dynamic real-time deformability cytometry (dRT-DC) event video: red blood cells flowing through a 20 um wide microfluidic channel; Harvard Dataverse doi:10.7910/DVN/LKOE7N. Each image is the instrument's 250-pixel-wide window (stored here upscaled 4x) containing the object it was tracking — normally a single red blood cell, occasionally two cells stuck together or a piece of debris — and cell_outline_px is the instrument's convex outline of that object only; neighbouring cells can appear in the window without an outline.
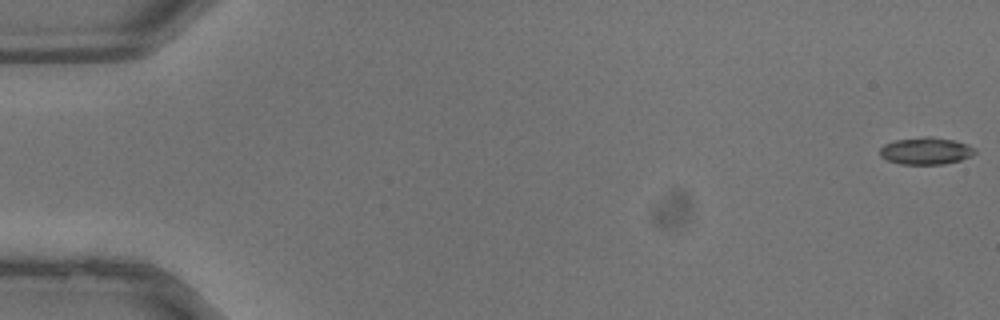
{"species": "common noctule bat (a hibernating species)", "species_latin": "Nyctalus noctula", "temperature_condition": "warm", "stored_images_in_passage": 38, "camera_frame_rate_fps": 3000, "um_per_image_px": 0.085, "animal": {"sex": "male", "body_mass_g": 13.3}, "frame": {"image": 1, "passage_image": 1, "time_ms": 0.0, "image_size_px": [1000, 320], "cell_outline_px": [[976, 152], [972, 156], [960, 160], [944, 164], [900, 164], [888, 160], [880, 156], [880, 148], [884, 144], [896, 140], [924, 136], [932, 136], [952, 140], [968, 144]], "centroid_in_image_um": [78.69, 12.82], "position_along_channel_um": 6.3, "area_um2": 14.97}}
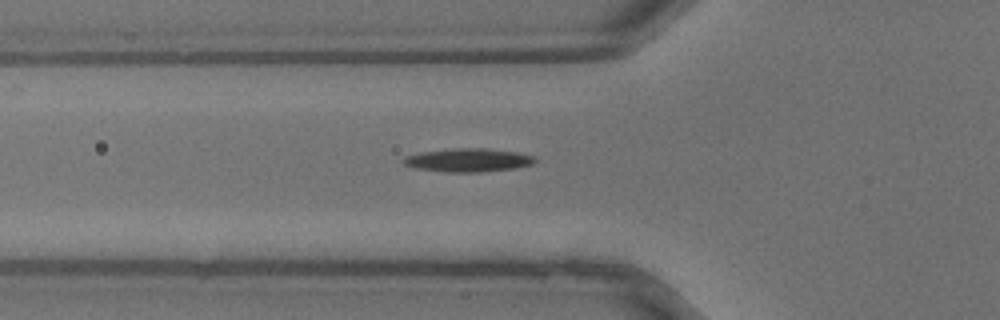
{"frame": {"image": 2, "passage_image": 14, "time_ms": 4.333, "image_size_px": [1000, 320], "cell_outline_px": [[536, 160], [532, 164], [512, 168], [480, 172], [444, 172], [416, 168], [404, 164], [400, 160], [404, 156], [420, 152], [452, 148], [488, 148], [520, 152], [536, 156]], "centroid_in_image_um": [39.78, 13.59], "position_along_channel_um": 86.0, "area_um2": 18.15}}
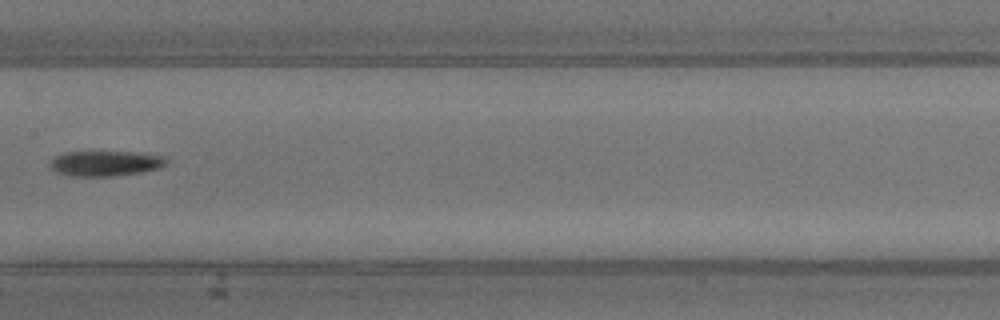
{"frame": {"image": 3, "passage_image": 20, "time_ms": 6.333, "image_size_px": [1000, 320], "cell_outline_px": [[168, 160], [160, 168], [140, 172], [112, 176], [76, 176], [56, 172], [48, 164], [56, 156], [64, 152], [136, 152], [164, 156]], "centroid_in_image_um": [8.96, 13.88], "position_along_channel_um": 198.4, "area_um2": 16.94}}